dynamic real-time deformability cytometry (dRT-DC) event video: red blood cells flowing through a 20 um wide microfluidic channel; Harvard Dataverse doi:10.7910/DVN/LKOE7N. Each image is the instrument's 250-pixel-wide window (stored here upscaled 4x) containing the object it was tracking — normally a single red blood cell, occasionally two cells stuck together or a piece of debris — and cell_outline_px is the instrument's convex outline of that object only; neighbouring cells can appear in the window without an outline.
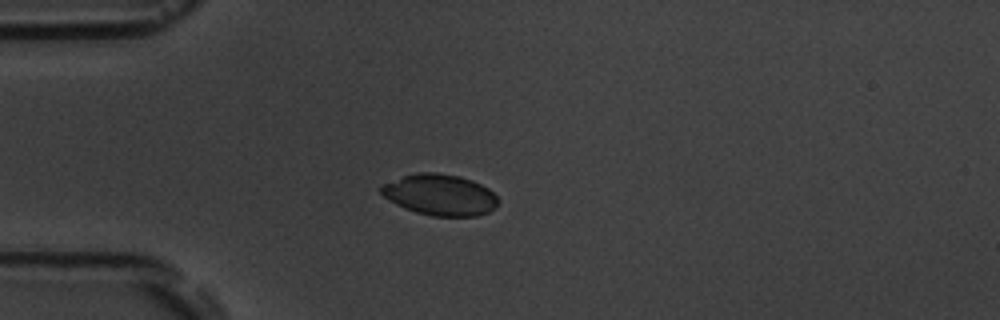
{"species": "common noctule bat (a hibernating species)", "species_latin": "Nyctalus noctula", "temperature_condition": "room temperature", "stored_images_in_passage": 3, "camera_frame_rate_fps": 3000, "um_per_image_px": 0.085, "animal": {"sex": "male", "body_mass_g": 19.5, "forearm_length_mm": 54.6}, "frame": {"image": 1, "passage_image": 1, "time_ms": 0.0, "image_size_px": [1000, 320], "cell_outline_px": [[500, 200], [496, 208], [488, 212], [476, 216], [432, 216], [416, 212], [404, 208], [388, 200], [380, 192], [380, 188], [384, 184], [404, 176], [416, 172], [436, 172], [460, 176], [472, 180], [488, 188]], "centroid_in_image_um": [37.42, 16.56], "position_along_channel_um": 47.6, "area_um2": 28.09}}
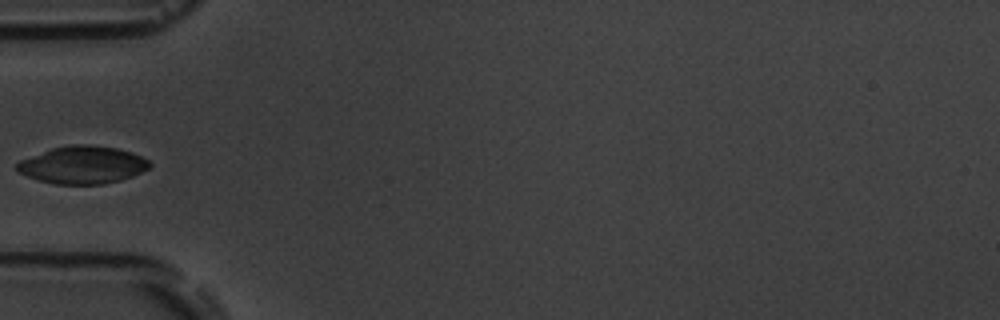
{"frame": {"image": 2, "passage_image": 2, "time_ms": 1.333, "image_size_px": [1000, 320], "cell_outline_px": [[152, 164], [148, 168], [132, 176], [120, 180], [104, 184], [52, 184], [28, 176], [20, 172], [16, 168], [16, 164], [20, 160], [52, 148], [72, 144], [92, 144], [116, 148], [132, 152], [148, 160]], "centroid_in_image_um": [7.03, 14.01], "position_along_channel_um": 78.0, "area_um2": 28.9}}
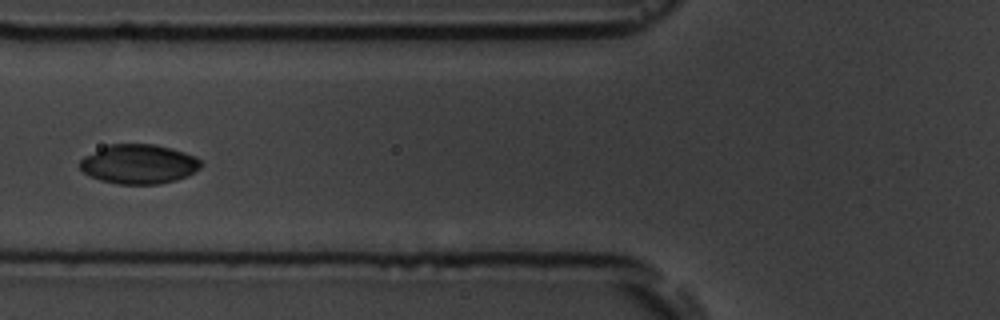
{"frame": {"image": 3, "passage_image": 3, "time_ms": 2.333, "image_size_px": [1000, 320], "cell_outline_px": [[204, 164], [200, 168], [176, 180], [156, 184], [116, 184], [100, 180], [88, 176], [80, 168], [80, 160], [84, 156], [108, 144], [156, 144], [172, 148], [196, 156]], "centroid_in_image_um": [11.79, 13.94], "position_along_channel_um": 114.0, "area_um2": 27.86}}